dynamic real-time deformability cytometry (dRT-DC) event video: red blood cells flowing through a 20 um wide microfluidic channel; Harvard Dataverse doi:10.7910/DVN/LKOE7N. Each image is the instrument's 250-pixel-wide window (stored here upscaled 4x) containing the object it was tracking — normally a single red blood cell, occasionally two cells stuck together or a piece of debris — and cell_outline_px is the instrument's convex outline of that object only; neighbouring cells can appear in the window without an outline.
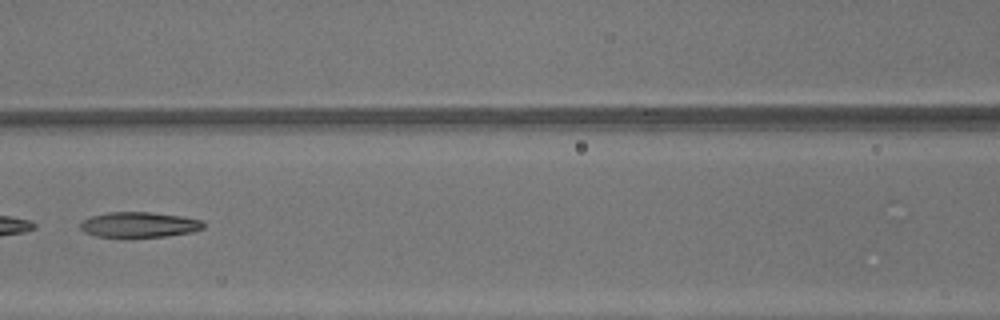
{"species": "common noctule bat (a hibernating species)", "species_latin": "Nyctalus noctula", "temperature_condition": "warm", "stored_images_in_passage": 35, "camera_frame_rate_fps": 3000, "um_per_image_px": 0.085, "animal": {"sex": "male", "body_mass_g": 13.3}, "frame": {"image": 1, "passage_image": 11, "time_ms": 3.333, "image_size_px": [1000, 320], "cell_outline_px": [[204, 228], [192, 232], [168, 236], [96, 236], [84, 232], [80, 228], [80, 224], [84, 220], [92, 216], [108, 212], [152, 212], [180, 216], [204, 220]], "centroid_in_image_um": [11.87, 19.08], "position_along_channel_um": 154.7, "area_um2": 17.98}}
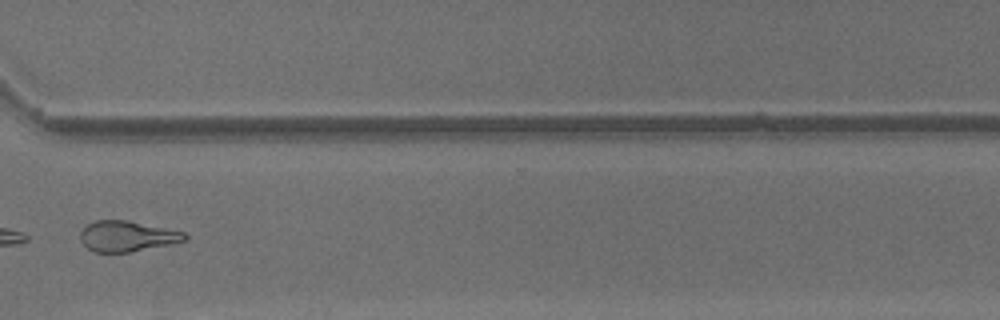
{"frame": {"image": 2, "passage_image": 25, "time_ms": 8.0, "image_size_px": [1000, 320], "cell_outline_px": [[188, 236], [184, 240], [168, 244], [128, 252], [92, 252], [80, 240], [80, 232], [88, 224], [96, 220], [124, 220], [184, 232]], "centroid_in_image_um": [10.74, 20.08], "position_along_channel_um": 359.9, "area_um2": 18.15}, "authors_computed_cell_mechanics": {"area_um2": 19.5364, "velocity_mm_per_s": 4.4105, "shape_relaxation_time_tau1_ms": null, "shape_relaxation_time_tau2_ms": 5.6348, "deformation_change_tau1": null, "deformation_change_tau2": 0.1705}}